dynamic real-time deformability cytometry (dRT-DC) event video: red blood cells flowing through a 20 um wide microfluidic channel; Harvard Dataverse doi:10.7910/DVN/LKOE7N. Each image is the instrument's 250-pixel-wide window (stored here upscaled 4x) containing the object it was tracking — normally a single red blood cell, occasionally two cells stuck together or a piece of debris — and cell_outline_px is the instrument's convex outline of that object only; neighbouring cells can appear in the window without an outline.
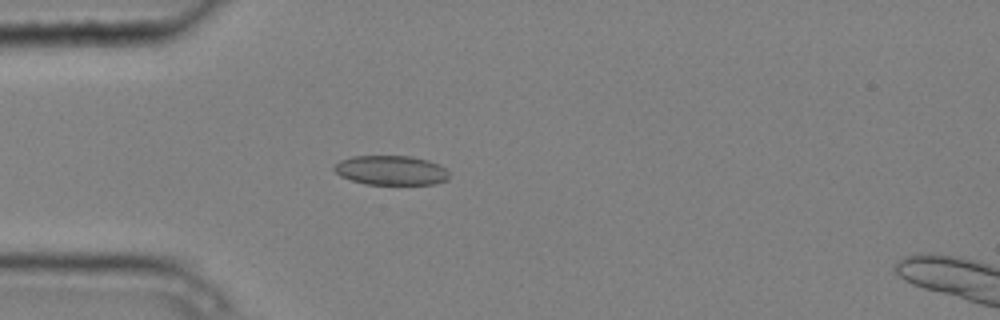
{"species": "common noctule bat (a hibernating species)", "species_latin": "Nyctalus noctula", "temperature_condition": "cold", "stored_images_in_passage": 3, "camera_frame_rate_fps": 3000, "um_per_image_px": 0.085, "animal": {"sex": "male", "body_mass_g": 20.4}, "frame": {"image": 1, "passage_image": 3, "time_ms": 0.667, "image_size_px": [1000, 320], "cell_outline_px": [[448, 180], [436, 184], [364, 184], [340, 176], [332, 168], [340, 160], [352, 156], [412, 156], [428, 160], [444, 168], [448, 172]], "centroid_in_image_um": [33.22, 14.48], "position_along_channel_um": 51.8, "area_um2": 19.71}}